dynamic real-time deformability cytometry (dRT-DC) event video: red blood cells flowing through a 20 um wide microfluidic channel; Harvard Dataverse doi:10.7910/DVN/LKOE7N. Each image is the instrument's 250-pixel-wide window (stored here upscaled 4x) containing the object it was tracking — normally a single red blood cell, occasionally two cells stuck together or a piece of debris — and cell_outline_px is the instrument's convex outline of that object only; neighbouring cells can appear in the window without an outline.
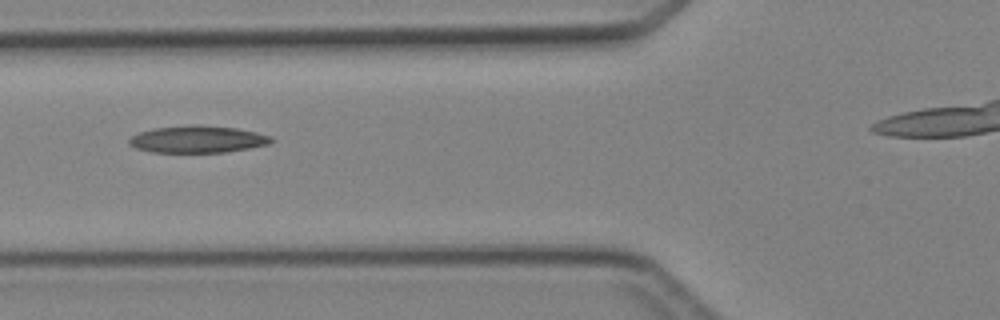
{"species": "Egyptian fruit bat (a non-hibernating species)", "species_latin": "Rousettus aegyptiacus", "temperature_condition": "cold", "stored_images_in_passage": 6, "camera_frame_rate_fps": 3000, "um_per_image_px": 0.085, "animal": {"sex": "female"}, "frame": {"image": 1, "passage_image": 6, "time_ms": 6.667, "image_size_px": [1000, 320], "cell_outline_px": [[276, 140], [268, 144], [248, 148], [224, 152], [152, 152], [136, 148], [128, 144], [128, 140], [132, 136], [140, 132], [152, 128], [192, 124], [200, 124], [236, 128], [256, 132], [272, 136]], "centroid_in_image_um": [16.8, 11.82], "position_along_channel_um": 109.0, "area_um2": 22.54}}